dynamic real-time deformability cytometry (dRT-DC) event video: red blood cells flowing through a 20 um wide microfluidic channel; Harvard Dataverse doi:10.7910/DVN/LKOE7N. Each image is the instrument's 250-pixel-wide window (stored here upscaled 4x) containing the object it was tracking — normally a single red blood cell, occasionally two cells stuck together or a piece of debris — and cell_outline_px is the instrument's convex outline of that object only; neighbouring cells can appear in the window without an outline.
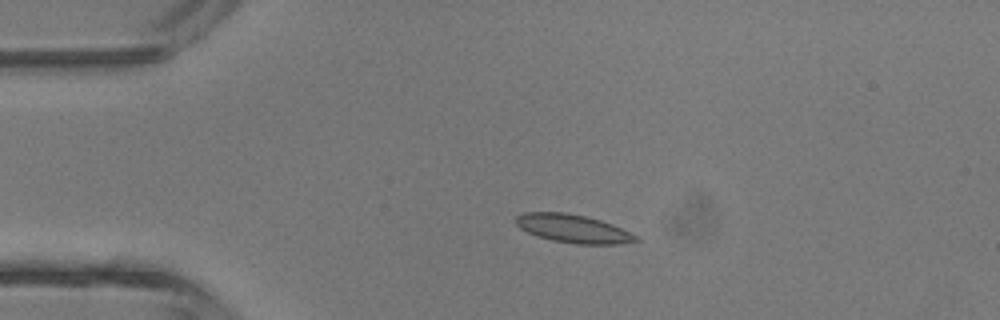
{"species": "common noctule bat (a hibernating species)", "species_latin": "Nyctalus noctula", "temperature_condition": "room temperature", "stored_images_in_passage": 4, "camera_frame_rate_fps": 3000, "um_per_image_px": 0.085, "animal": {"sex": "male", "body_mass_g": 13.3}, "frame": {"image": 1, "passage_image": 2, "time_ms": 1.0, "image_size_px": [1000, 320], "cell_outline_px": [[640, 240], [620, 244], [576, 244], [552, 240], [536, 236], [520, 228], [516, 224], [516, 216], [524, 212], [564, 212], [584, 216], [600, 220], [612, 224], [636, 236]], "centroid_in_image_um": [48.68, 19.43], "position_along_channel_um": 36.3, "area_um2": 19.59}}